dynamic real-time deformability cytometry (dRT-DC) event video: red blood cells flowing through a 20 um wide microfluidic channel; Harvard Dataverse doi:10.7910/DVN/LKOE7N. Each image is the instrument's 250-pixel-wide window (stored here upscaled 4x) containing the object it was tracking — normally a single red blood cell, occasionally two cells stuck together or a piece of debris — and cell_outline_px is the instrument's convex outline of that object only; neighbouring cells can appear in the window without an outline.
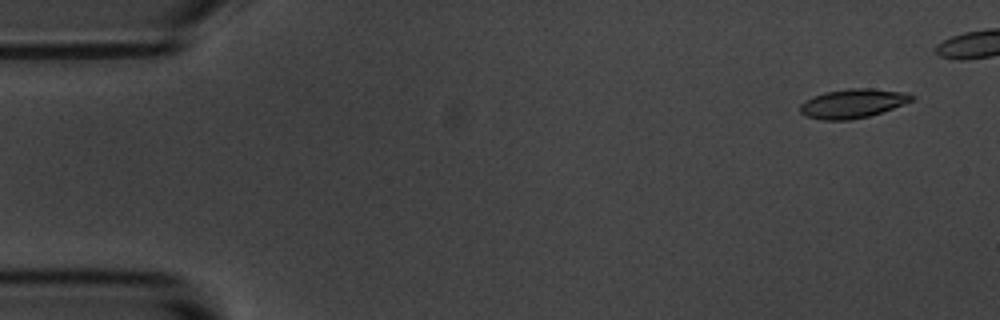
{"species": "common noctule bat (a hibernating species)", "species_latin": "Nyctalus noctula", "temperature_condition": "room temperature", "stored_images_in_passage": 5, "camera_frame_rate_fps": 3000, "um_per_image_px": 0.085, "animal": {"sex": "male", "body_mass_g": 20.1, "forearm_length_mm": 53.5}, "frame": {"image": 1, "passage_image": 1, "time_ms": 0.0, "image_size_px": [1000, 320], "cell_outline_px": [[916, 96], [912, 100], [904, 104], [868, 116], [848, 120], [820, 120], [804, 116], [800, 112], [800, 104], [804, 100], [824, 92], [852, 88], [872, 88], [908, 92]], "centroid_in_image_um": [72.47, 8.79], "position_along_channel_um": 12.5, "area_um2": 19.02}}
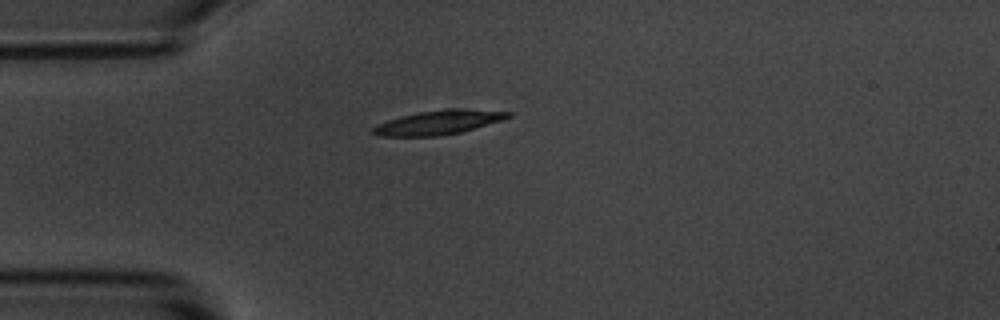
{"frame": {"image": 2, "passage_image": 5, "time_ms": 5.667, "image_size_px": [1000, 320], "cell_outline_px": [[512, 116], [500, 120], [460, 132], [440, 136], [380, 136], [368, 132], [376, 124], [400, 116], [420, 112], [448, 108], [460, 108], [512, 112]], "centroid_in_image_um": [37.21, 10.4], "position_along_channel_um": 47.8, "area_um2": 18.96}}